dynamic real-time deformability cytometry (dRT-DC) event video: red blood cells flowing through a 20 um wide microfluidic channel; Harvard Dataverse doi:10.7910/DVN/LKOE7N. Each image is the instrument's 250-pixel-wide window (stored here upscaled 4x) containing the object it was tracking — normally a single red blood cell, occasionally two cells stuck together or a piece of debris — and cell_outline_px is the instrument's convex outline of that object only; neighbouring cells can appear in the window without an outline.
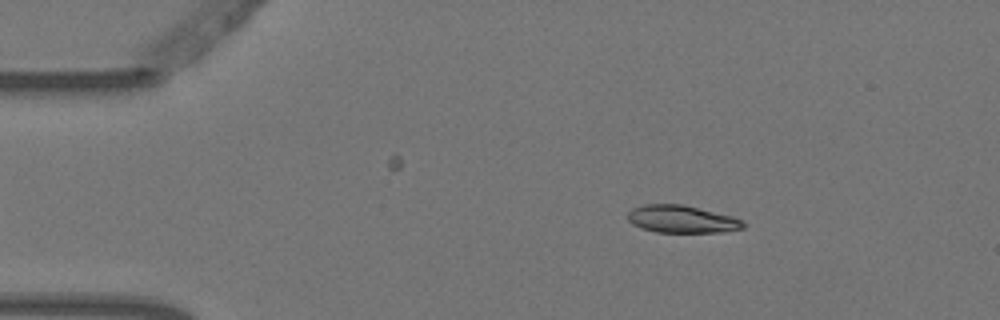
{"species": "Egyptian fruit bat (a non-hibernating species)", "species_latin": "Rousettus aegyptiacus", "temperature_condition": "warm", "stored_images_in_passage": 2, "camera_frame_rate_fps": 3000, "um_per_image_px": 0.085, "animal": {"sex": "female"}, "frame": {"image": 1, "passage_image": 2, "time_ms": 0.333, "image_size_px": [1000, 320], "cell_outline_px": [[744, 228], [724, 232], [656, 232], [640, 228], [632, 224], [628, 220], [628, 212], [632, 208], [644, 204], [684, 204], [732, 216], [740, 220], [744, 224]], "centroid_in_image_um": [57.92, 18.62], "position_along_channel_um": 27.1, "area_um2": 18.55}}